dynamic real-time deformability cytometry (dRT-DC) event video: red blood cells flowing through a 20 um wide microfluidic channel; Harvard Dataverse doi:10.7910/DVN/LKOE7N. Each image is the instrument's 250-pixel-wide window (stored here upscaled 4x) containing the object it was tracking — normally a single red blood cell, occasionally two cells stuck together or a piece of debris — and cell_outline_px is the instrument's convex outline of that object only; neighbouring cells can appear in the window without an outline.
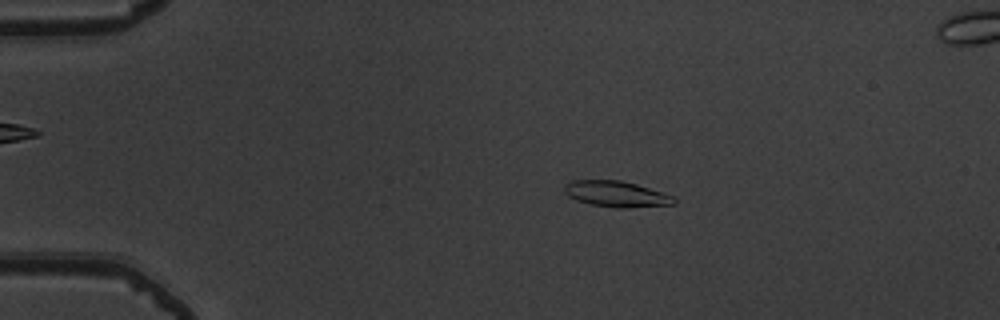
{"species": "common noctule bat (a hibernating species)", "species_latin": "Nyctalus noctula", "temperature_condition": "warm", "stored_images_in_passage": 53, "camera_frame_rate_fps": 3000, "um_per_image_px": 0.085, "animal": {"sex": "male", "body_mass_g": 19.5, "forearm_length_mm": 54.6}, "frame": {"image": 1, "passage_image": 11, "time_ms": 3.333, "image_size_px": [1000, 320], "cell_outline_px": [[676, 204], [624, 208], [616, 208], [592, 204], [576, 200], [568, 196], [564, 192], [564, 184], [572, 180], [620, 180], [636, 184], [672, 196], [676, 200]], "centroid_in_image_um": [52.34, 16.49], "position_along_channel_um": 32.7, "area_um2": 16.42}}
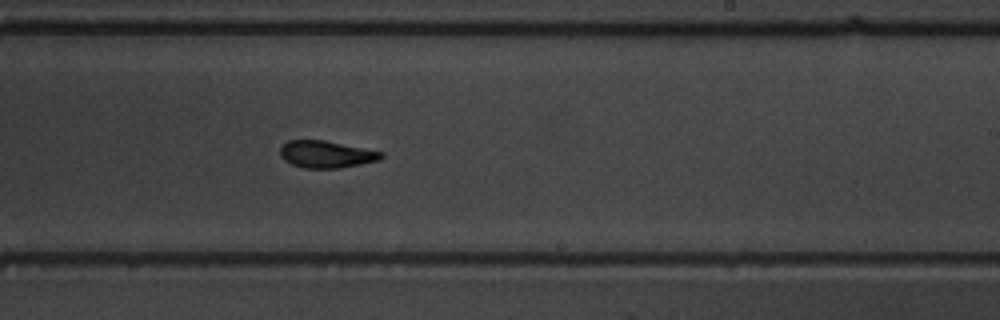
{"frame": {"image": 2, "passage_image": 33, "time_ms": 10.667, "image_size_px": [1000, 320], "cell_outline_px": [[384, 156], [380, 160], [340, 168], [304, 168], [292, 164], [284, 160], [280, 156], [280, 148], [288, 140], [324, 140], [384, 152]], "centroid_in_image_um": [27.74, 13.11], "position_along_channel_um": 261.3, "area_um2": 15.95}}
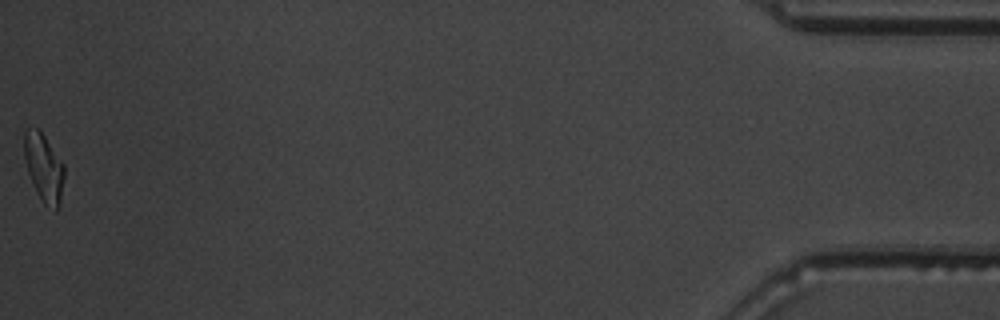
{"frame": {"image": 3, "passage_image": 53, "time_ms": 17.333, "image_size_px": [1000, 320], "cell_outline_px": [[64, 176], [60, 204], [56, 212], [44, 204], [36, 192], [28, 172], [24, 156], [24, 128], [36, 128], [44, 136], [64, 164]], "centroid_in_image_um": [3.73, 14.28], "position_along_channel_um": 431.5, "area_um2": 15.84}, "authors_computed_cell_mechanics": {"area_um2": 16.2418, "velocity_mm_per_s": 3.9091, "shape_relaxation_time_tau1_ms": 5.4073, "shape_relaxation_time_tau2_ms": 2.4503, "deformation_change_tau1": 0.216, "deformation_change_tau2": 0.1064}}